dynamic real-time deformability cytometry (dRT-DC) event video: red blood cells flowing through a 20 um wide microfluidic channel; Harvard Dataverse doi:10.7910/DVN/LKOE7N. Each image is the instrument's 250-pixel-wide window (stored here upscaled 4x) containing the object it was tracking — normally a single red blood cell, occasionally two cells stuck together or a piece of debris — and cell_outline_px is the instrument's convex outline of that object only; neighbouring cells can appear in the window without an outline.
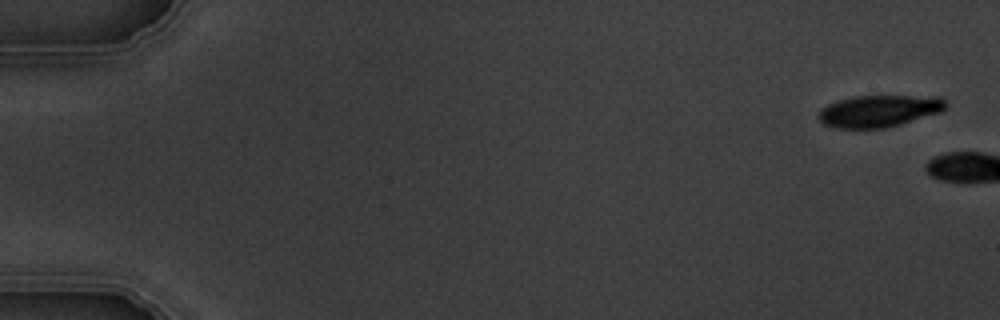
{"species": "common noctule bat (a hibernating species)", "species_latin": "Nyctalus noctula", "temperature_condition": "warm", "stored_images_in_passage": 2, "camera_frame_rate_fps": 3000, "um_per_image_px": 0.085, "animal": {"sex": "male", "body_mass_g": 19.5, "forearm_length_mm": 54.6}, "frame": {"image": 1, "passage_image": 1, "time_ms": 0.0, "image_size_px": [1000, 320], "cell_outline_px": [[948, 104], [940, 112], [900, 124], [884, 128], [836, 128], [824, 124], [816, 116], [820, 108], [828, 104], [852, 96], [940, 96]], "centroid_in_image_um": [74.69, 9.43], "position_along_channel_um": 10.3, "area_um2": 23.64}}